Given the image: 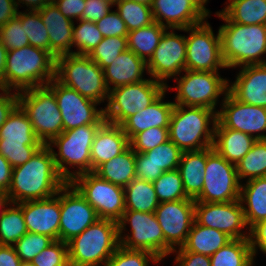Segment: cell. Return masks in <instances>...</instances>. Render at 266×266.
Segmentation results:
<instances>
[{"label": "cell", "mask_w": 266, "mask_h": 266, "mask_svg": "<svg viewBox=\"0 0 266 266\" xmlns=\"http://www.w3.org/2000/svg\"><path fill=\"white\" fill-rule=\"evenodd\" d=\"M22 212L28 232L59 240L60 190L47 199L22 202Z\"/></svg>", "instance_id": "cell-22"}, {"label": "cell", "mask_w": 266, "mask_h": 266, "mask_svg": "<svg viewBox=\"0 0 266 266\" xmlns=\"http://www.w3.org/2000/svg\"><path fill=\"white\" fill-rule=\"evenodd\" d=\"M94 173L103 180L126 187L136 178L135 152L129 147L120 155L101 164Z\"/></svg>", "instance_id": "cell-33"}, {"label": "cell", "mask_w": 266, "mask_h": 266, "mask_svg": "<svg viewBox=\"0 0 266 266\" xmlns=\"http://www.w3.org/2000/svg\"><path fill=\"white\" fill-rule=\"evenodd\" d=\"M168 87L150 77L109 90L108 103L103 108L106 122L121 125L128 117L152 104Z\"/></svg>", "instance_id": "cell-9"}, {"label": "cell", "mask_w": 266, "mask_h": 266, "mask_svg": "<svg viewBox=\"0 0 266 266\" xmlns=\"http://www.w3.org/2000/svg\"><path fill=\"white\" fill-rule=\"evenodd\" d=\"M67 243L70 266L103 265L120 245L118 222L98 219Z\"/></svg>", "instance_id": "cell-5"}, {"label": "cell", "mask_w": 266, "mask_h": 266, "mask_svg": "<svg viewBox=\"0 0 266 266\" xmlns=\"http://www.w3.org/2000/svg\"><path fill=\"white\" fill-rule=\"evenodd\" d=\"M20 263L14 246L0 245V266H19Z\"/></svg>", "instance_id": "cell-59"}, {"label": "cell", "mask_w": 266, "mask_h": 266, "mask_svg": "<svg viewBox=\"0 0 266 266\" xmlns=\"http://www.w3.org/2000/svg\"><path fill=\"white\" fill-rule=\"evenodd\" d=\"M47 86L54 92L63 120L64 131L90 124H104V110L97 109L96 101L80 95L52 79Z\"/></svg>", "instance_id": "cell-16"}, {"label": "cell", "mask_w": 266, "mask_h": 266, "mask_svg": "<svg viewBox=\"0 0 266 266\" xmlns=\"http://www.w3.org/2000/svg\"><path fill=\"white\" fill-rule=\"evenodd\" d=\"M176 266H211L210 257L189 251H173Z\"/></svg>", "instance_id": "cell-55"}, {"label": "cell", "mask_w": 266, "mask_h": 266, "mask_svg": "<svg viewBox=\"0 0 266 266\" xmlns=\"http://www.w3.org/2000/svg\"><path fill=\"white\" fill-rule=\"evenodd\" d=\"M18 12L14 0H0V27L16 17Z\"/></svg>", "instance_id": "cell-60"}, {"label": "cell", "mask_w": 266, "mask_h": 266, "mask_svg": "<svg viewBox=\"0 0 266 266\" xmlns=\"http://www.w3.org/2000/svg\"><path fill=\"white\" fill-rule=\"evenodd\" d=\"M95 24L103 37L128 36L126 23L122 20L117 11L111 10L110 13L101 20H98Z\"/></svg>", "instance_id": "cell-51"}, {"label": "cell", "mask_w": 266, "mask_h": 266, "mask_svg": "<svg viewBox=\"0 0 266 266\" xmlns=\"http://www.w3.org/2000/svg\"><path fill=\"white\" fill-rule=\"evenodd\" d=\"M165 239V257L181 248L195 220V201L161 202L154 212ZM177 246V247H176Z\"/></svg>", "instance_id": "cell-17"}, {"label": "cell", "mask_w": 266, "mask_h": 266, "mask_svg": "<svg viewBox=\"0 0 266 266\" xmlns=\"http://www.w3.org/2000/svg\"><path fill=\"white\" fill-rule=\"evenodd\" d=\"M164 171L148 160L144 153L135 152V174L136 178L148 182H154Z\"/></svg>", "instance_id": "cell-52"}, {"label": "cell", "mask_w": 266, "mask_h": 266, "mask_svg": "<svg viewBox=\"0 0 266 266\" xmlns=\"http://www.w3.org/2000/svg\"><path fill=\"white\" fill-rule=\"evenodd\" d=\"M38 12L48 31L50 54L55 59L61 55L74 54L71 50L74 21L65 17L52 2Z\"/></svg>", "instance_id": "cell-25"}, {"label": "cell", "mask_w": 266, "mask_h": 266, "mask_svg": "<svg viewBox=\"0 0 266 266\" xmlns=\"http://www.w3.org/2000/svg\"><path fill=\"white\" fill-rule=\"evenodd\" d=\"M161 262L154 254L143 250H131L118 246L103 266H149V262Z\"/></svg>", "instance_id": "cell-46"}, {"label": "cell", "mask_w": 266, "mask_h": 266, "mask_svg": "<svg viewBox=\"0 0 266 266\" xmlns=\"http://www.w3.org/2000/svg\"><path fill=\"white\" fill-rule=\"evenodd\" d=\"M185 74L174 77L177 85L176 105L204 107L216 111L220 95L228 92L229 80L222 78L219 72H200L184 70Z\"/></svg>", "instance_id": "cell-11"}, {"label": "cell", "mask_w": 266, "mask_h": 266, "mask_svg": "<svg viewBox=\"0 0 266 266\" xmlns=\"http://www.w3.org/2000/svg\"><path fill=\"white\" fill-rule=\"evenodd\" d=\"M195 221L202 226L226 233L232 239H249L250 231L239 200L231 202H195Z\"/></svg>", "instance_id": "cell-18"}, {"label": "cell", "mask_w": 266, "mask_h": 266, "mask_svg": "<svg viewBox=\"0 0 266 266\" xmlns=\"http://www.w3.org/2000/svg\"><path fill=\"white\" fill-rule=\"evenodd\" d=\"M55 7L67 18L80 20L84 11L85 0H52Z\"/></svg>", "instance_id": "cell-54"}, {"label": "cell", "mask_w": 266, "mask_h": 266, "mask_svg": "<svg viewBox=\"0 0 266 266\" xmlns=\"http://www.w3.org/2000/svg\"><path fill=\"white\" fill-rule=\"evenodd\" d=\"M147 63L134 52L127 49L122 52L109 66L103 69L108 90L145 80ZM111 85H113L111 87Z\"/></svg>", "instance_id": "cell-28"}, {"label": "cell", "mask_w": 266, "mask_h": 266, "mask_svg": "<svg viewBox=\"0 0 266 266\" xmlns=\"http://www.w3.org/2000/svg\"><path fill=\"white\" fill-rule=\"evenodd\" d=\"M239 201L249 230L266 220V177L248 180L244 185L241 183Z\"/></svg>", "instance_id": "cell-30"}, {"label": "cell", "mask_w": 266, "mask_h": 266, "mask_svg": "<svg viewBox=\"0 0 266 266\" xmlns=\"http://www.w3.org/2000/svg\"><path fill=\"white\" fill-rule=\"evenodd\" d=\"M7 49L3 45L0 39V87L4 88V69L6 64V58H7Z\"/></svg>", "instance_id": "cell-62"}, {"label": "cell", "mask_w": 266, "mask_h": 266, "mask_svg": "<svg viewBox=\"0 0 266 266\" xmlns=\"http://www.w3.org/2000/svg\"><path fill=\"white\" fill-rule=\"evenodd\" d=\"M256 141L247 133L225 128L218 120L216 121L213 149L231 164L237 165Z\"/></svg>", "instance_id": "cell-29"}, {"label": "cell", "mask_w": 266, "mask_h": 266, "mask_svg": "<svg viewBox=\"0 0 266 266\" xmlns=\"http://www.w3.org/2000/svg\"><path fill=\"white\" fill-rule=\"evenodd\" d=\"M255 253L250 239H232L210 256L211 266H253Z\"/></svg>", "instance_id": "cell-35"}, {"label": "cell", "mask_w": 266, "mask_h": 266, "mask_svg": "<svg viewBox=\"0 0 266 266\" xmlns=\"http://www.w3.org/2000/svg\"><path fill=\"white\" fill-rule=\"evenodd\" d=\"M153 186L160 203L177 200H193L186 195L178 169L165 171L153 182Z\"/></svg>", "instance_id": "cell-40"}, {"label": "cell", "mask_w": 266, "mask_h": 266, "mask_svg": "<svg viewBox=\"0 0 266 266\" xmlns=\"http://www.w3.org/2000/svg\"><path fill=\"white\" fill-rule=\"evenodd\" d=\"M180 31L189 32L186 36V70L218 72L226 68L221 54L219 30L214 35L210 24L204 21Z\"/></svg>", "instance_id": "cell-15"}, {"label": "cell", "mask_w": 266, "mask_h": 266, "mask_svg": "<svg viewBox=\"0 0 266 266\" xmlns=\"http://www.w3.org/2000/svg\"><path fill=\"white\" fill-rule=\"evenodd\" d=\"M228 92L240 102L266 108V64L240 67Z\"/></svg>", "instance_id": "cell-24"}, {"label": "cell", "mask_w": 266, "mask_h": 266, "mask_svg": "<svg viewBox=\"0 0 266 266\" xmlns=\"http://www.w3.org/2000/svg\"><path fill=\"white\" fill-rule=\"evenodd\" d=\"M60 210L59 240L63 242L79 235L99 219L95 209L70 182L60 189Z\"/></svg>", "instance_id": "cell-20"}, {"label": "cell", "mask_w": 266, "mask_h": 266, "mask_svg": "<svg viewBox=\"0 0 266 266\" xmlns=\"http://www.w3.org/2000/svg\"><path fill=\"white\" fill-rule=\"evenodd\" d=\"M56 59L31 45L7 51L4 89L21 92L47 85L55 78Z\"/></svg>", "instance_id": "cell-3"}, {"label": "cell", "mask_w": 266, "mask_h": 266, "mask_svg": "<svg viewBox=\"0 0 266 266\" xmlns=\"http://www.w3.org/2000/svg\"><path fill=\"white\" fill-rule=\"evenodd\" d=\"M19 266H34L31 262H22L20 263Z\"/></svg>", "instance_id": "cell-67"}, {"label": "cell", "mask_w": 266, "mask_h": 266, "mask_svg": "<svg viewBox=\"0 0 266 266\" xmlns=\"http://www.w3.org/2000/svg\"><path fill=\"white\" fill-rule=\"evenodd\" d=\"M249 231V239L255 255L257 254L258 248L266 254V220L258 222Z\"/></svg>", "instance_id": "cell-57"}, {"label": "cell", "mask_w": 266, "mask_h": 266, "mask_svg": "<svg viewBox=\"0 0 266 266\" xmlns=\"http://www.w3.org/2000/svg\"><path fill=\"white\" fill-rule=\"evenodd\" d=\"M165 31L157 48L147 62V73L152 79L165 82L186 70V36L178 35L175 29Z\"/></svg>", "instance_id": "cell-19"}, {"label": "cell", "mask_w": 266, "mask_h": 266, "mask_svg": "<svg viewBox=\"0 0 266 266\" xmlns=\"http://www.w3.org/2000/svg\"><path fill=\"white\" fill-rule=\"evenodd\" d=\"M55 79L97 103L108 100L104 71L87 55L66 54L56 58Z\"/></svg>", "instance_id": "cell-7"}, {"label": "cell", "mask_w": 266, "mask_h": 266, "mask_svg": "<svg viewBox=\"0 0 266 266\" xmlns=\"http://www.w3.org/2000/svg\"><path fill=\"white\" fill-rule=\"evenodd\" d=\"M207 148L183 152L178 170L183 181L186 195L195 200L202 191L204 184Z\"/></svg>", "instance_id": "cell-31"}, {"label": "cell", "mask_w": 266, "mask_h": 266, "mask_svg": "<svg viewBox=\"0 0 266 266\" xmlns=\"http://www.w3.org/2000/svg\"><path fill=\"white\" fill-rule=\"evenodd\" d=\"M222 98L221 110H217V120L225 128L247 133L256 140L266 139L265 107L240 102L229 92Z\"/></svg>", "instance_id": "cell-21"}, {"label": "cell", "mask_w": 266, "mask_h": 266, "mask_svg": "<svg viewBox=\"0 0 266 266\" xmlns=\"http://www.w3.org/2000/svg\"><path fill=\"white\" fill-rule=\"evenodd\" d=\"M18 104L26 112L43 145H48L64 131L57 100L47 85L18 92Z\"/></svg>", "instance_id": "cell-8"}, {"label": "cell", "mask_w": 266, "mask_h": 266, "mask_svg": "<svg viewBox=\"0 0 266 266\" xmlns=\"http://www.w3.org/2000/svg\"><path fill=\"white\" fill-rule=\"evenodd\" d=\"M108 3H110L112 6L115 7L117 3H119L121 0H106Z\"/></svg>", "instance_id": "cell-66"}, {"label": "cell", "mask_w": 266, "mask_h": 266, "mask_svg": "<svg viewBox=\"0 0 266 266\" xmlns=\"http://www.w3.org/2000/svg\"><path fill=\"white\" fill-rule=\"evenodd\" d=\"M241 181L236 165L228 162L212 147H207L204 184L195 202L220 203L239 200Z\"/></svg>", "instance_id": "cell-13"}, {"label": "cell", "mask_w": 266, "mask_h": 266, "mask_svg": "<svg viewBox=\"0 0 266 266\" xmlns=\"http://www.w3.org/2000/svg\"><path fill=\"white\" fill-rule=\"evenodd\" d=\"M27 232L22 202H10L9 207L0 215V245L13 246Z\"/></svg>", "instance_id": "cell-38"}, {"label": "cell", "mask_w": 266, "mask_h": 266, "mask_svg": "<svg viewBox=\"0 0 266 266\" xmlns=\"http://www.w3.org/2000/svg\"><path fill=\"white\" fill-rule=\"evenodd\" d=\"M127 49V37H104L88 57L96 62L101 69H104Z\"/></svg>", "instance_id": "cell-44"}, {"label": "cell", "mask_w": 266, "mask_h": 266, "mask_svg": "<svg viewBox=\"0 0 266 266\" xmlns=\"http://www.w3.org/2000/svg\"><path fill=\"white\" fill-rule=\"evenodd\" d=\"M19 11L17 16L20 18L25 35L29 39V44L33 47L48 51L50 53V43L48 31L41 19L38 11Z\"/></svg>", "instance_id": "cell-41"}, {"label": "cell", "mask_w": 266, "mask_h": 266, "mask_svg": "<svg viewBox=\"0 0 266 266\" xmlns=\"http://www.w3.org/2000/svg\"><path fill=\"white\" fill-rule=\"evenodd\" d=\"M13 167L7 159L0 154V192L7 193L12 177Z\"/></svg>", "instance_id": "cell-58"}, {"label": "cell", "mask_w": 266, "mask_h": 266, "mask_svg": "<svg viewBox=\"0 0 266 266\" xmlns=\"http://www.w3.org/2000/svg\"><path fill=\"white\" fill-rule=\"evenodd\" d=\"M31 263L34 266H70L68 243L60 240L52 242Z\"/></svg>", "instance_id": "cell-48"}, {"label": "cell", "mask_w": 266, "mask_h": 266, "mask_svg": "<svg viewBox=\"0 0 266 266\" xmlns=\"http://www.w3.org/2000/svg\"><path fill=\"white\" fill-rule=\"evenodd\" d=\"M79 24H73V47L78 51L74 54L89 55L95 47L103 40V35L94 22L88 20H77Z\"/></svg>", "instance_id": "cell-43"}, {"label": "cell", "mask_w": 266, "mask_h": 266, "mask_svg": "<svg viewBox=\"0 0 266 266\" xmlns=\"http://www.w3.org/2000/svg\"><path fill=\"white\" fill-rule=\"evenodd\" d=\"M169 140L168 128L152 127L137 133L130 140L134 152L144 153Z\"/></svg>", "instance_id": "cell-49"}, {"label": "cell", "mask_w": 266, "mask_h": 266, "mask_svg": "<svg viewBox=\"0 0 266 266\" xmlns=\"http://www.w3.org/2000/svg\"><path fill=\"white\" fill-rule=\"evenodd\" d=\"M116 6V11L126 23L128 32L149 26L154 22L151 6L128 0H121Z\"/></svg>", "instance_id": "cell-42"}, {"label": "cell", "mask_w": 266, "mask_h": 266, "mask_svg": "<svg viewBox=\"0 0 266 266\" xmlns=\"http://www.w3.org/2000/svg\"><path fill=\"white\" fill-rule=\"evenodd\" d=\"M127 223L130 235H123ZM118 238L124 248L150 252L160 261L165 258L164 234L154 213L125 210L118 221Z\"/></svg>", "instance_id": "cell-12"}, {"label": "cell", "mask_w": 266, "mask_h": 266, "mask_svg": "<svg viewBox=\"0 0 266 266\" xmlns=\"http://www.w3.org/2000/svg\"><path fill=\"white\" fill-rule=\"evenodd\" d=\"M54 240L47 235L27 232L13 246L22 262H31Z\"/></svg>", "instance_id": "cell-47"}, {"label": "cell", "mask_w": 266, "mask_h": 266, "mask_svg": "<svg viewBox=\"0 0 266 266\" xmlns=\"http://www.w3.org/2000/svg\"><path fill=\"white\" fill-rule=\"evenodd\" d=\"M166 30L168 29L158 22H153L149 26L132 30L128 32L127 36L128 49L147 63Z\"/></svg>", "instance_id": "cell-37"}, {"label": "cell", "mask_w": 266, "mask_h": 266, "mask_svg": "<svg viewBox=\"0 0 266 266\" xmlns=\"http://www.w3.org/2000/svg\"><path fill=\"white\" fill-rule=\"evenodd\" d=\"M102 125L90 124L63 131L47 145L51 148L59 174L67 183L80 174L91 172V146ZM53 146L58 148V153ZM70 165L77 170L70 171Z\"/></svg>", "instance_id": "cell-6"}, {"label": "cell", "mask_w": 266, "mask_h": 266, "mask_svg": "<svg viewBox=\"0 0 266 266\" xmlns=\"http://www.w3.org/2000/svg\"><path fill=\"white\" fill-rule=\"evenodd\" d=\"M128 1H133L136 3H142L148 6H151L153 0H128Z\"/></svg>", "instance_id": "cell-65"}, {"label": "cell", "mask_w": 266, "mask_h": 266, "mask_svg": "<svg viewBox=\"0 0 266 266\" xmlns=\"http://www.w3.org/2000/svg\"><path fill=\"white\" fill-rule=\"evenodd\" d=\"M216 121L217 113L212 109L175 104L168 127L169 139L182 152L212 147Z\"/></svg>", "instance_id": "cell-4"}, {"label": "cell", "mask_w": 266, "mask_h": 266, "mask_svg": "<svg viewBox=\"0 0 266 266\" xmlns=\"http://www.w3.org/2000/svg\"><path fill=\"white\" fill-rule=\"evenodd\" d=\"M192 2L194 4H196V6L204 13L206 14L208 17L210 16V11L205 7V5L207 4L208 0H192Z\"/></svg>", "instance_id": "cell-64"}, {"label": "cell", "mask_w": 266, "mask_h": 266, "mask_svg": "<svg viewBox=\"0 0 266 266\" xmlns=\"http://www.w3.org/2000/svg\"><path fill=\"white\" fill-rule=\"evenodd\" d=\"M82 19L96 23L110 13L112 5L106 0H85Z\"/></svg>", "instance_id": "cell-53"}, {"label": "cell", "mask_w": 266, "mask_h": 266, "mask_svg": "<svg viewBox=\"0 0 266 266\" xmlns=\"http://www.w3.org/2000/svg\"><path fill=\"white\" fill-rule=\"evenodd\" d=\"M66 183L56 168L51 148L43 145L26 163L13 168L6 194L11 203L43 200L55 196Z\"/></svg>", "instance_id": "cell-1"}, {"label": "cell", "mask_w": 266, "mask_h": 266, "mask_svg": "<svg viewBox=\"0 0 266 266\" xmlns=\"http://www.w3.org/2000/svg\"><path fill=\"white\" fill-rule=\"evenodd\" d=\"M0 127L5 123L10 113L18 105V92L11 93L0 87Z\"/></svg>", "instance_id": "cell-56"}, {"label": "cell", "mask_w": 266, "mask_h": 266, "mask_svg": "<svg viewBox=\"0 0 266 266\" xmlns=\"http://www.w3.org/2000/svg\"><path fill=\"white\" fill-rule=\"evenodd\" d=\"M166 90L145 109L128 117L120 126L131 140L137 133L152 127L168 128L174 108L173 102H164Z\"/></svg>", "instance_id": "cell-27"}, {"label": "cell", "mask_w": 266, "mask_h": 266, "mask_svg": "<svg viewBox=\"0 0 266 266\" xmlns=\"http://www.w3.org/2000/svg\"><path fill=\"white\" fill-rule=\"evenodd\" d=\"M151 10L154 22H158L168 30L185 29L198 25L208 18L192 0H153Z\"/></svg>", "instance_id": "cell-23"}, {"label": "cell", "mask_w": 266, "mask_h": 266, "mask_svg": "<svg viewBox=\"0 0 266 266\" xmlns=\"http://www.w3.org/2000/svg\"><path fill=\"white\" fill-rule=\"evenodd\" d=\"M231 240L226 233L199 225L194 220L185 244L174 251H189L210 257Z\"/></svg>", "instance_id": "cell-32"}, {"label": "cell", "mask_w": 266, "mask_h": 266, "mask_svg": "<svg viewBox=\"0 0 266 266\" xmlns=\"http://www.w3.org/2000/svg\"><path fill=\"white\" fill-rule=\"evenodd\" d=\"M0 39L7 50L20 49L30 45L18 16L0 27Z\"/></svg>", "instance_id": "cell-50"}, {"label": "cell", "mask_w": 266, "mask_h": 266, "mask_svg": "<svg viewBox=\"0 0 266 266\" xmlns=\"http://www.w3.org/2000/svg\"><path fill=\"white\" fill-rule=\"evenodd\" d=\"M239 181L266 177V139L257 140L252 149L237 163Z\"/></svg>", "instance_id": "cell-39"}, {"label": "cell", "mask_w": 266, "mask_h": 266, "mask_svg": "<svg viewBox=\"0 0 266 266\" xmlns=\"http://www.w3.org/2000/svg\"><path fill=\"white\" fill-rule=\"evenodd\" d=\"M10 204V199H9V196L4 193V192H0V215L4 212L5 208L7 206H9Z\"/></svg>", "instance_id": "cell-63"}, {"label": "cell", "mask_w": 266, "mask_h": 266, "mask_svg": "<svg viewBox=\"0 0 266 266\" xmlns=\"http://www.w3.org/2000/svg\"><path fill=\"white\" fill-rule=\"evenodd\" d=\"M51 1L52 0H14L17 8L19 7L18 5L22 3V5L25 4L28 7V9H26L27 11H38Z\"/></svg>", "instance_id": "cell-61"}, {"label": "cell", "mask_w": 266, "mask_h": 266, "mask_svg": "<svg viewBox=\"0 0 266 266\" xmlns=\"http://www.w3.org/2000/svg\"><path fill=\"white\" fill-rule=\"evenodd\" d=\"M42 146L26 112L18 104L0 127V154L15 168L26 163Z\"/></svg>", "instance_id": "cell-10"}, {"label": "cell", "mask_w": 266, "mask_h": 266, "mask_svg": "<svg viewBox=\"0 0 266 266\" xmlns=\"http://www.w3.org/2000/svg\"><path fill=\"white\" fill-rule=\"evenodd\" d=\"M144 154L165 172L178 169L183 152L169 139Z\"/></svg>", "instance_id": "cell-45"}, {"label": "cell", "mask_w": 266, "mask_h": 266, "mask_svg": "<svg viewBox=\"0 0 266 266\" xmlns=\"http://www.w3.org/2000/svg\"><path fill=\"white\" fill-rule=\"evenodd\" d=\"M125 209L154 213L160 204L153 183L135 178L124 187Z\"/></svg>", "instance_id": "cell-34"}, {"label": "cell", "mask_w": 266, "mask_h": 266, "mask_svg": "<svg viewBox=\"0 0 266 266\" xmlns=\"http://www.w3.org/2000/svg\"><path fill=\"white\" fill-rule=\"evenodd\" d=\"M222 13L238 24L266 25V0H228Z\"/></svg>", "instance_id": "cell-36"}, {"label": "cell", "mask_w": 266, "mask_h": 266, "mask_svg": "<svg viewBox=\"0 0 266 266\" xmlns=\"http://www.w3.org/2000/svg\"><path fill=\"white\" fill-rule=\"evenodd\" d=\"M130 147V140L120 125L105 122L97 131L91 146V172Z\"/></svg>", "instance_id": "cell-26"}, {"label": "cell", "mask_w": 266, "mask_h": 266, "mask_svg": "<svg viewBox=\"0 0 266 266\" xmlns=\"http://www.w3.org/2000/svg\"><path fill=\"white\" fill-rule=\"evenodd\" d=\"M216 15L225 22L218 30L222 59L227 69L266 64L263 57L266 54V25L231 22L221 11Z\"/></svg>", "instance_id": "cell-2"}, {"label": "cell", "mask_w": 266, "mask_h": 266, "mask_svg": "<svg viewBox=\"0 0 266 266\" xmlns=\"http://www.w3.org/2000/svg\"><path fill=\"white\" fill-rule=\"evenodd\" d=\"M70 183L95 209L99 219H121L126 210L124 187L103 180L94 172L80 174Z\"/></svg>", "instance_id": "cell-14"}]
</instances>
